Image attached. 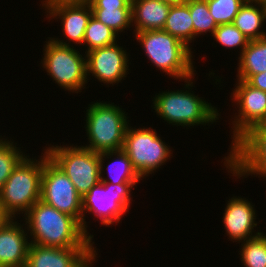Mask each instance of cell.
Instances as JSON below:
<instances>
[{
	"label": "cell",
	"instance_id": "cell-19",
	"mask_svg": "<svg viewBox=\"0 0 266 267\" xmlns=\"http://www.w3.org/2000/svg\"><path fill=\"white\" fill-rule=\"evenodd\" d=\"M115 157V158H114ZM110 158L111 162L108 160ZM106 159L108 165L105 167ZM113 160V161H112ZM100 179L101 183L116 184H138L141 177L134 170L131 160L127 154L121 149L118 151H106L100 153ZM108 170L107 178L104 177L105 168Z\"/></svg>",
	"mask_w": 266,
	"mask_h": 267
},
{
	"label": "cell",
	"instance_id": "cell-6",
	"mask_svg": "<svg viewBox=\"0 0 266 267\" xmlns=\"http://www.w3.org/2000/svg\"><path fill=\"white\" fill-rule=\"evenodd\" d=\"M43 47L41 66L47 75L64 91L80 93L85 89L87 80L86 54L74 46L56 43L50 37ZM81 53V54H80Z\"/></svg>",
	"mask_w": 266,
	"mask_h": 267
},
{
	"label": "cell",
	"instance_id": "cell-3",
	"mask_svg": "<svg viewBox=\"0 0 266 267\" xmlns=\"http://www.w3.org/2000/svg\"><path fill=\"white\" fill-rule=\"evenodd\" d=\"M153 66L168 77L183 81L195 76L193 51L163 30H147L133 34ZM193 58V59H192Z\"/></svg>",
	"mask_w": 266,
	"mask_h": 267
},
{
	"label": "cell",
	"instance_id": "cell-20",
	"mask_svg": "<svg viewBox=\"0 0 266 267\" xmlns=\"http://www.w3.org/2000/svg\"><path fill=\"white\" fill-rule=\"evenodd\" d=\"M264 22L266 23L265 3L246 0L235 16L233 24L252 41L266 37V31L262 29Z\"/></svg>",
	"mask_w": 266,
	"mask_h": 267
},
{
	"label": "cell",
	"instance_id": "cell-28",
	"mask_svg": "<svg viewBox=\"0 0 266 267\" xmlns=\"http://www.w3.org/2000/svg\"><path fill=\"white\" fill-rule=\"evenodd\" d=\"M212 37L222 47L240 49V54L250 41L233 23L218 25Z\"/></svg>",
	"mask_w": 266,
	"mask_h": 267
},
{
	"label": "cell",
	"instance_id": "cell-23",
	"mask_svg": "<svg viewBox=\"0 0 266 267\" xmlns=\"http://www.w3.org/2000/svg\"><path fill=\"white\" fill-rule=\"evenodd\" d=\"M118 35L108 26L91 16L85 29L82 47L85 54L91 50L113 45L118 41Z\"/></svg>",
	"mask_w": 266,
	"mask_h": 267
},
{
	"label": "cell",
	"instance_id": "cell-9",
	"mask_svg": "<svg viewBox=\"0 0 266 267\" xmlns=\"http://www.w3.org/2000/svg\"><path fill=\"white\" fill-rule=\"evenodd\" d=\"M136 184L99 183L82 197V228L93 238L88 231L86 213L93 214L100 219L105 227L120 223L123 216L129 212L131 191ZM88 231V232H87Z\"/></svg>",
	"mask_w": 266,
	"mask_h": 267
},
{
	"label": "cell",
	"instance_id": "cell-36",
	"mask_svg": "<svg viewBox=\"0 0 266 267\" xmlns=\"http://www.w3.org/2000/svg\"><path fill=\"white\" fill-rule=\"evenodd\" d=\"M252 1H261V2H265L266 0H252Z\"/></svg>",
	"mask_w": 266,
	"mask_h": 267
},
{
	"label": "cell",
	"instance_id": "cell-21",
	"mask_svg": "<svg viewBox=\"0 0 266 267\" xmlns=\"http://www.w3.org/2000/svg\"><path fill=\"white\" fill-rule=\"evenodd\" d=\"M236 78L247 81L252 75L266 71V37L249 41L238 54Z\"/></svg>",
	"mask_w": 266,
	"mask_h": 267
},
{
	"label": "cell",
	"instance_id": "cell-15",
	"mask_svg": "<svg viewBox=\"0 0 266 267\" xmlns=\"http://www.w3.org/2000/svg\"><path fill=\"white\" fill-rule=\"evenodd\" d=\"M97 255L96 247L57 248L31 243L25 267H92Z\"/></svg>",
	"mask_w": 266,
	"mask_h": 267
},
{
	"label": "cell",
	"instance_id": "cell-29",
	"mask_svg": "<svg viewBox=\"0 0 266 267\" xmlns=\"http://www.w3.org/2000/svg\"><path fill=\"white\" fill-rule=\"evenodd\" d=\"M217 25L232 24L246 0H206Z\"/></svg>",
	"mask_w": 266,
	"mask_h": 267
},
{
	"label": "cell",
	"instance_id": "cell-22",
	"mask_svg": "<svg viewBox=\"0 0 266 267\" xmlns=\"http://www.w3.org/2000/svg\"><path fill=\"white\" fill-rule=\"evenodd\" d=\"M168 32L191 50L194 42V26L190 15L189 6L186 2L172 4L163 27Z\"/></svg>",
	"mask_w": 266,
	"mask_h": 267
},
{
	"label": "cell",
	"instance_id": "cell-14",
	"mask_svg": "<svg viewBox=\"0 0 266 267\" xmlns=\"http://www.w3.org/2000/svg\"><path fill=\"white\" fill-rule=\"evenodd\" d=\"M127 53L125 48L117 43L87 52V80H90L92 75L98 82L107 84V87L125 80L131 64Z\"/></svg>",
	"mask_w": 266,
	"mask_h": 267
},
{
	"label": "cell",
	"instance_id": "cell-2",
	"mask_svg": "<svg viewBox=\"0 0 266 267\" xmlns=\"http://www.w3.org/2000/svg\"><path fill=\"white\" fill-rule=\"evenodd\" d=\"M194 76L185 79L183 90L159 91L152 100L151 107L167 123L189 129L191 126H206L218 122L221 112L203 97L192 91ZM185 88V89H184ZM188 89V90H187ZM191 89V90H190ZM161 92V93H160Z\"/></svg>",
	"mask_w": 266,
	"mask_h": 267
},
{
	"label": "cell",
	"instance_id": "cell-13",
	"mask_svg": "<svg viewBox=\"0 0 266 267\" xmlns=\"http://www.w3.org/2000/svg\"><path fill=\"white\" fill-rule=\"evenodd\" d=\"M236 85L231 93L232 105L238 112L234 115V120L229 123L231 126L230 148L252 127L260 125L266 118V91L257 89L249 85L244 80L235 81Z\"/></svg>",
	"mask_w": 266,
	"mask_h": 267
},
{
	"label": "cell",
	"instance_id": "cell-33",
	"mask_svg": "<svg viewBox=\"0 0 266 267\" xmlns=\"http://www.w3.org/2000/svg\"><path fill=\"white\" fill-rule=\"evenodd\" d=\"M170 4L185 2L186 0H161Z\"/></svg>",
	"mask_w": 266,
	"mask_h": 267
},
{
	"label": "cell",
	"instance_id": "cell-31",
	"mask_svg": "<svg viewBox=\"0 0 266 267\" xmlns=\"http://www.w3.org/2000/svg\"><path fill=\"white\" fill-rule=\"evenodd\" d=\"M246 82L254 88L266 91V71L252 75Z\"/></svg>",
	"mask_w": 266,
	"mask_h": 267
},
{
	"label": "cell",
	"instance_id": "cell-17",
	"mask_svg": "<svg viewBox=\"0 0 266 267\" xmlns=\"http://www.w3.org/2000/svg\"><path fill=\"white\" fill-rule=\"evenodd\" d=\"M21 221L11 218L0 228V267L26 265L31 241L27 226L21 224Z\"/></svg>",
	"mask_w": 266,
	"mask_h": 267
},
{
	"label": "cell",
	"instance_id": "cell-16",
	"mask_svg": "<svg viewBox=\"0 0 266 267\" xmlns=\"http://www.w3.org/2000/svg\"><path fill=\"white\" fill-rule=\"evenodd\" d=\"M226 207L223 213V224L225 234L230 241L244 242L246 240L255 238L262 234L261 230L255 232L259 222H256L258 215L256 214L255 205L247 198L232 196L227 200Z\"/></svg>",
	"mask_w": 266,
	"mask_h": 267
},
{
	"label": "cell",
	"instance_id": "cell-18",
	"mask_svg": "<svg viewBox=\"0 0 266 267\" xmlns=\"http://www.w3.org/2000/svg\"><path fill=\"white\" fill-rule=\"evenodd\" d=\"M171 5L161 0H131L133 34L163 30Z\"/></svg>",
	"mask_w": 266,
	"mask_h": 267
},
{
	"label": "cell",
	"instance_id": "cell-5",
	"mask_svg": "<svg viewBox=\"0 0 266 267\" xmlns=\"http://www.w3.org/2000/svg\"><path fill=\"white\" fill-rule=\"evenodd\" d=\"M86 109L84 128L89 144L82 147L96 153L121 150L130 123L128 113L110 101H94Z\"/></svg>",
	"mask_w": 266,
	"mask_h": 267
},
{
	"label": "cell",
	"instance_id": "cell-12",
	"mask_svg": "<svg viewBox=\"0 0 266 267\" xmlns=\"http://www.w3.org/2000/svg\"><path fill=\"white\" fill-rule=\"evenodd\" d=\"M41 4L49 22L51 19H58L57 22L61 20L62 35L66 40L62 37L50 38L61 45L71 47L73 46L71 43H73L74 46L75 44L82 46L85 29L92 16V9L88 1L42 0Z\"/></svg>",
	"mask_w": 266,
	"mask_h": 267
},
{
	"label": "cell",
	"instance_id": "cell-30",
	"mask_svg": "<svg viewBox=\"0 0 266 267\" xmlns=\"http://www.w3.org/2000/svg\"><path fill=\"white\" fill-rule=\"evenodd\" d=\"M91 8H131V0H88Z\"/></svg>",
	"mask_w": 266,
	"mask_h": 267
},
{
	"label": "cell",
	"instance_id": "cell-7",
	"mask_svg": "<svg viewBox=\"0 0 266 267\" xmlns=\"http://www.w3.org/2000/svg\"><path fill=\"white\" fill-rule=\"evenodd\" d=\"M159 135L152 127L136 129L129 123L126 129L122 150L142 180L157 172L173 157V150Z\"/></svg>",
	"mask_w": 266,
	"mask_h": 267
},
{
	"label": "cell",
	"instance_id": "cell-25",
	"mask_svg": "<svg viewBox=\"0 0 266 267\" xmlns=\"http://www.w3.org/2000/svg\"><path fill=\"white\" fill-rule=\"evenodd\" d=\"M92 16L118 35L124 30H132L131 8H91ZM128 28V29H127Z\"/></svg>",
	"mask_w": 266,
	"mask_h": 267
},
{
	"label": "cell",
	"instance_id": "cell-4",
	"mask_svg": "<svg viewBox=\"0 0 266 267\" xmlns=\"http://www.w3.org/2000/svg\"><path fill=\"white\" fill-rule=\"evenodd\" d=\"M42 151L39 159L27 155L0 190V205L11 218L23 217L41 199L43 166L49 158L48 153Z\"/></svg>",
	"mask_w": 266,
	"mask_h": 267
},
{
	"label": "cell",
	"instance_id": "cell-24",
	"mask_svg": "<svg viewBox=\"0 0 266 267\" xmlns=\"http://www.w3.org/2000/svg\"><path fill=\"white\" fill-rule=\"evenodd\" d=\"M2 137L0 135V190L13 170L27 156L13 139Z\"/></svg>",
	"mask_w": 266,
	"mask_h": 267
},
{
	"label": "cell",
	"instance_id": "cell-27",
	"mask_svg": "<svg viewBox=\"0 0 266 267\" xmlns=\"http://www.w3.org/2000/svg\"><path fill=\"white\" fill-rule=\"evenodd\" d=\"M239 251L244 267H266V237L263 234L241 242Z\"/></svg>",
	"mask_w": 266,
	"mask_h": 267
},
{
	"label": "cell",
	"instance_id": "cell-26",
	"mask_svg": "<svg viewBox=\"0 0 266 267\" xmlns=\"http://www.w3.org/2000/svg\"><path fill=\"white\" fill-rule=\"evenodd\" d=\"M189 6L190 15L194 26V39L199 36L211 33L213 36L217 24L209 12L206 0H186ZM208 32V33H207ZM205 33V34H204Z\"/></svg>",
	"mask_w": 266,
	"mask_h": 267
},
{
	"label": "cell",
	"instance_id": "cell-10",
	"mask_svg": "<svg viewBox=\"0 0 266 267\" xmlns=\"http://www.w3.org/2000/svg\"><path fill=\"white\" fill-rule=\"evenodd\" d=\"M229 151L222 162L231 176L243 179L258 175L266 180V130L260 125L252 127Z\"/></svg>",
	"mask_w": 266,
	"mask_h": 267
},
{
	"label": "cell",
	"instance_id": "cell-32",
	"mask_svg": "<svg viewBox=\"0 0 266 267\" xmlns=\"http://www.w3.org/2000/svg\"><path fill=\"white\" fill-rule=\"evenodd\" d=\"M11 219V217L5 212L0 205V228Z\"/></svg>",
	"mask_w": 266,
	"mask_h": 267
},
{
	"label": "cell",
	"instance_id": "cell-8",
	"mask_svg": "<svg viewBox=\"0 0 266 267\" xmlns=\"http://www.w3.org/2000/svg\"><path fill=\"white\" fill-rule=\"evenodd\" d=\"M70 145V146H69ZM51 145L43 149L49 158L61 168L83 197L100 179V153L93 152L81 145ZM46 148V149H45Z\"/></svg>",
	"mask_w": 266,
	"mask_h": 267
},
{
	"label": "cell",
	"instance_id": "cell-35",
	"mask_svg": "<svg viewBox=\"0 0 266 267\" xmlns=\"http://www.w3.org/2000/svg\"><path fill=\"white\" fill-rule=\"evenodd\" d=\"M66 1H88V0H66Z\"/></svg>",
	"mask_w": 266,
	"mask_h": 267
},
{
	"label": "cell",
	"instance_id": "cell-11",
	"mask_svg": "<svg viewBox=\"0 0 266 267\" xmlns=\"http://www.w3.org/2000/svg\"><path fill=\"white\" fill-rule=\"evenodd\" d=\"M40 200L71 215L82 224V197L66 174L50 158L43 166Z\"/></svg>",
	"mask_w": 266,
	"mask_h": 267
},
{
	"label": "cell",
	"instance_id": "cell-1",
	"mask_svg": "<svg viewBox=\"0 0 266 267\" xmlns=\"http://www.w3.org/2000/svg\"><path fill=\"white\" fill-rule=\"evenodd\" d=\"M22 218L33 244L57 248L95 247V242L77 219L41 200Z\"/></svg>",
	"mask_w": 266,
	"mask_h": 267
},
{
	"label": "cell",
	"instance_id": "cell-34",
	"mask_svg": "<svg viewBox=\"0 0 266 267\" xmlns=\"http://www.w3.org/2000/svg\"><path fill=\"white\" fill-rule=\"evenodd\" d=\"M260 126L266 130V118L260 123Z\"/></svg>",
	"mask_w": 266,
	"mask_h": 267
}]
</instances>
